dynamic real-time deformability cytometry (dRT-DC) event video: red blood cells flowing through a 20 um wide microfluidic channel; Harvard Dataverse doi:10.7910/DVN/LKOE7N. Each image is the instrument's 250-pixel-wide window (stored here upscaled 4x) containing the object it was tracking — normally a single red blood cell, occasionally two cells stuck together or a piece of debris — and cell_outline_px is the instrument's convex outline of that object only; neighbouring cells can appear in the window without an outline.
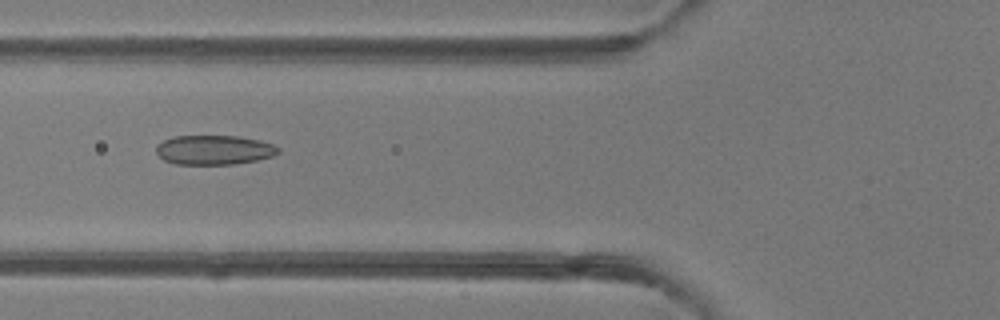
{"species": "common noctule bat (a hibernating species)", "species_latin": "Nyctalus noctula", "temperature_condition": "room temperature", "stored_images_in_passage": 6, "camera_frame_rate_fps": 3000, "um_per_image_px": 0.085, "animal": {"sex": "female"}, "frame": {"image": 1, "passage_image": 6, "time_ms": 5.667, "image_size_px": [1000, 320], "cell_outline_px": [[280, 152], [272, 156], [256, 160], [232, 164], [176, 164], [164, 160], [156, 152], [156, 144], [164, 140], [176, 136], [236, 136], [260, 140], [272, 144], [280, 148]], "centroid_in_image_um": [18.19, 12.74], "position_along_channel_um": 107.6, "area_um2": 20.87}}